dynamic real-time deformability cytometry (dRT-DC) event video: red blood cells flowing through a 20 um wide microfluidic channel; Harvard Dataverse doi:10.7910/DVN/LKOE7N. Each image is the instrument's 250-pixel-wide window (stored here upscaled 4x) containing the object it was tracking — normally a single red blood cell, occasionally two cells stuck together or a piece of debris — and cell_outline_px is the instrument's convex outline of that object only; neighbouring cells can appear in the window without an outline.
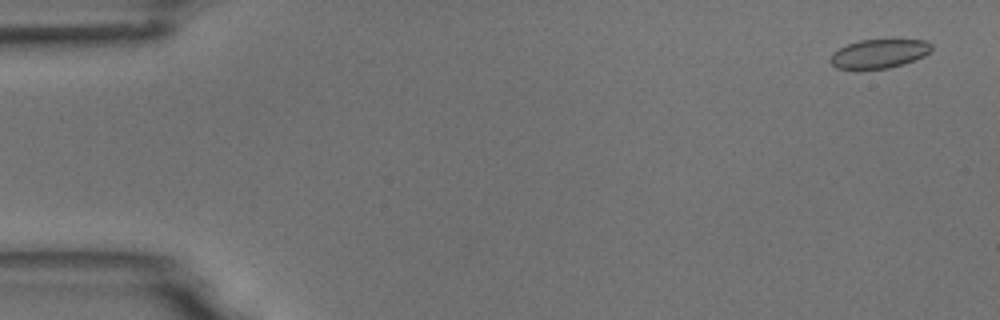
{"species": "common noctule bat (a hibernating species)", "species_latin": "Nyctalus noctula", "temperature_condition": "room temperature", "stored_images_in_passage": 5, "camera_frame_rate_fps": 3000, "um_per_image_px": 0.085, "animal": {"sex": "male", "body_mass_g": 18.8}, "frame": {"image": 1, "passage_image": 1, "time_ms": 0.0, "image_size_px": [1000, 320], "cell_outline_px": [[932, 48], [924, 56], [888, 68], [836, 68], [828, 60], [832, 52], [848, 44], [860, 40], [928, 40], [932, 44]], "centroid_in_image_um": [74.7, 4.54], "position_along_channel_um": 10.3, "area_um2": 16.7}}
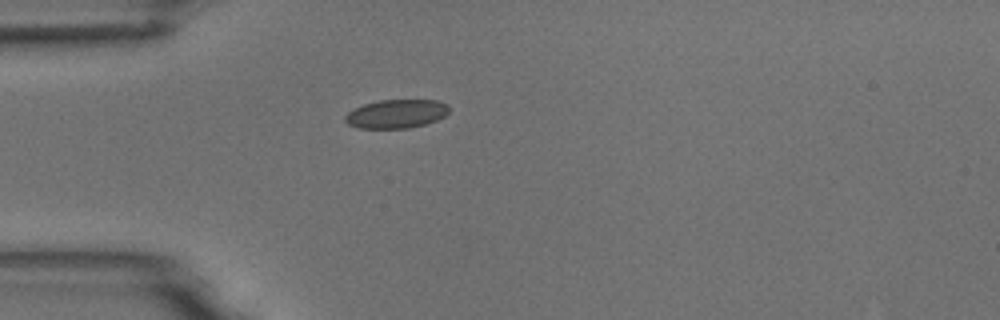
{"frame": {"image": 2, "passage_image": 4, "time_ms": 1.0, "image_size_px": [1000, 320], "cell_outline_px": [[448, 112], [444, 116], [436, 120], [424, 124], [408, 128], [360, 128], [348, 124], [344, 120], [344, 116], [348, 112], [364, 104], [380, 100], [436, 100], [448, 104]], "centroid_in_image_um": [33.68, 9.67], "position_along_channel_um": 51.3, "area_um2": 17.22}}